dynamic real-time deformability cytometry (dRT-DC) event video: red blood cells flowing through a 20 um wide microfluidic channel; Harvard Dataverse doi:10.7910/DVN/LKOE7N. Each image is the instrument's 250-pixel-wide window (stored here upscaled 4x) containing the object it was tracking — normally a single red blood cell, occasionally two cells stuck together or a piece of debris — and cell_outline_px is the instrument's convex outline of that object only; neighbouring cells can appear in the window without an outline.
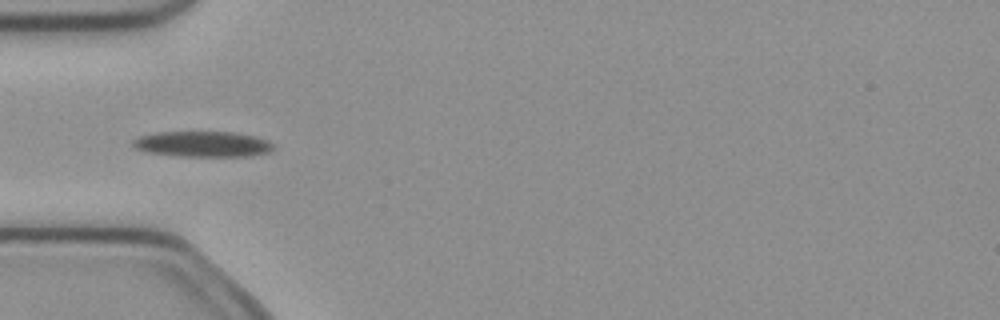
{"species": "common noctule bat (a hibernating species)", "species_latin": "Nyctalus noctula", "temperature_condition": "cold", "stored_images_in_passage": 5, "camera_frame_rate_fps": 3000, "um_per_image_px": 0.085, "animal": {"sex": "female", "body_mass_g": 21.9}, "frame": {"image": 1, "passage_image": 4, "time_ms": 1.0, "image_size_px": [1000, 320], "cell_outline_px": [[272, 148], [268, 152], [252, 156], [180, 156], [144, 152], [136, 148], [132, 144], [132, 140], [140, 136], [156, 132], [232, 132], [252, 136], [264, 140], [272, 144]], "centroid_in_image_um": [17.15, 12.25], "position_along_channel_um": 67.8, "area_um2": 20.75}}